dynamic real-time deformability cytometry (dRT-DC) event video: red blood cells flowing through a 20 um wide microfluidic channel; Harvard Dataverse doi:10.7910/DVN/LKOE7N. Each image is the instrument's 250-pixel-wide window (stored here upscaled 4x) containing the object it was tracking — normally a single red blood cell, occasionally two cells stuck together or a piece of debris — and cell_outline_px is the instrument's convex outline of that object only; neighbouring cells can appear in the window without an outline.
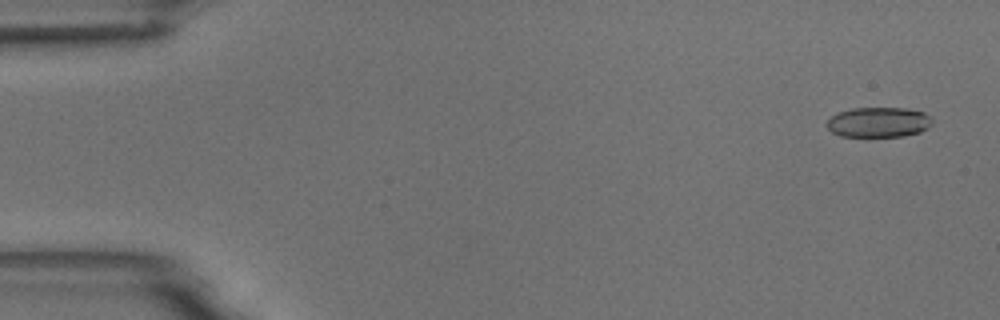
{"species": "common noctule bat (a hibernating species)", "species_latin": "Nyctalus noctula", "temperature_condition": "room temperature", "stored_images_in_passage": 56, "camera_frame_rate_fps": 3000, "um_per_image_px": 0.085, "animal": {"sex": "male", "body_mass_g": 18.8}, "frame": {"image": 1, "passage_image": 3, "time_ms": 0.667, "image_size_px": [1000, 320], "cell_outline_px": [[932, 124], [928, 128], [920, 132], [904, 136], [840, 136], [832, 132], [824, 124], [832, 116], [840, 112], [852, 108], [904, 108], [924, 112], [932, 116]], "centroid_in_image_um": [74.7, 10.39], "position_along_channel_um": 10.3, "area_um2": 18.55}}
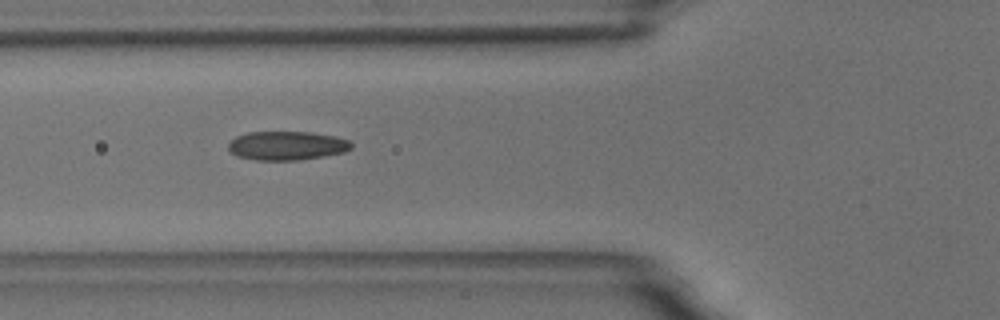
{"frame": {"image": 2, "passage_image": 21, "time_ms": 6.667, "image_size_px": [1000, 320], "cell_outline_px": [[352, 148], [344, 152], [324, 156], [296, 160], [256, 160], [236, 156], [228, 148], [228, 144], [236, 136], [248, 132], [312, 132], [336, 136], [348, 140], [352, 144]], "centroid_in_image_um": [24.39, 12.37], "position_along_channel_um": 101.4, "area_um2": 20.69}}
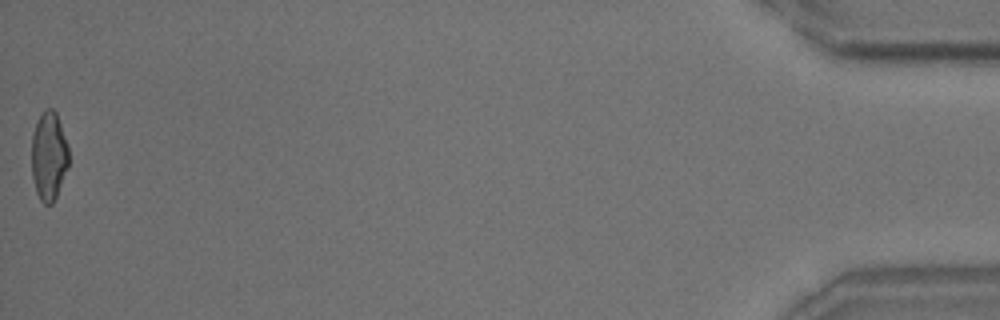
{"frame": {"image": 3, "passage_image": 56, "time_ms": 18.333, "image_size_px": [1000, 320], "cell_outline_px": [[68, 168], [56, 196], [52, 204], [44, 204], [40, 200], [36, 192], [32, 176], [32, 132], [36, 120], [44, 108], [52, 108], [56, 112], [68, 148]], "centroid_in_image_um": [4.13, 13.24], "position_along_channel_um": 431.1, "area_um2": 19.25}, "authors_computed_cell_mechanics": {"area_um2": 19.8254, "velocity_mm_per_s": 3.6555, "shape_relaxation_time_tau1_ms": 5.237, "shape_relaxation_time_tau2_ms": 2.1817, "deformation_change_tau1": 0.1547, "deformation_change_tau2": 0.0838}}